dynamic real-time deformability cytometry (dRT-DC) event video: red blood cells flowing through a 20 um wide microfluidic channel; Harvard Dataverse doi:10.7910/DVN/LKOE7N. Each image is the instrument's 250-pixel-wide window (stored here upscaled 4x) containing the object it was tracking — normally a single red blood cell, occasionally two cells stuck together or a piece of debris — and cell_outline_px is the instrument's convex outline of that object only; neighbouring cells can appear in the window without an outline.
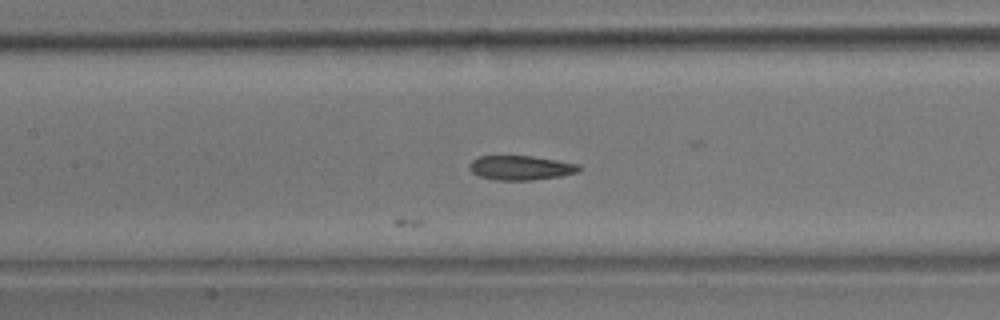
{"species": "common noctule bat (a hibernating species)", "species_latin": "Nyctalus noctula", "temperature_condition": "room temperature", "stored_images_in_passage": 27, "camera_frame_rate_fps": 3000, "um_per_image_px": 0.085, "animal": {"sex": "male", "body_mass_g": 17.9}, "frame": {"image": 1, "passage_image": 10, "time_ms": 3.0, "image_size_px": [1000, 320], "cell_outline_px": [[580, 168], [576, 172], [560, 176], [532, 180], [496, 180], [480, 176], [472, 172], [468, 168], [468, 164], [476, 156], [532, 156], [580, 164]], "centroid_in_image_um": [44.22, 14.25], "position_along_channel_um": 163.2, "area_um2": 15.55}}